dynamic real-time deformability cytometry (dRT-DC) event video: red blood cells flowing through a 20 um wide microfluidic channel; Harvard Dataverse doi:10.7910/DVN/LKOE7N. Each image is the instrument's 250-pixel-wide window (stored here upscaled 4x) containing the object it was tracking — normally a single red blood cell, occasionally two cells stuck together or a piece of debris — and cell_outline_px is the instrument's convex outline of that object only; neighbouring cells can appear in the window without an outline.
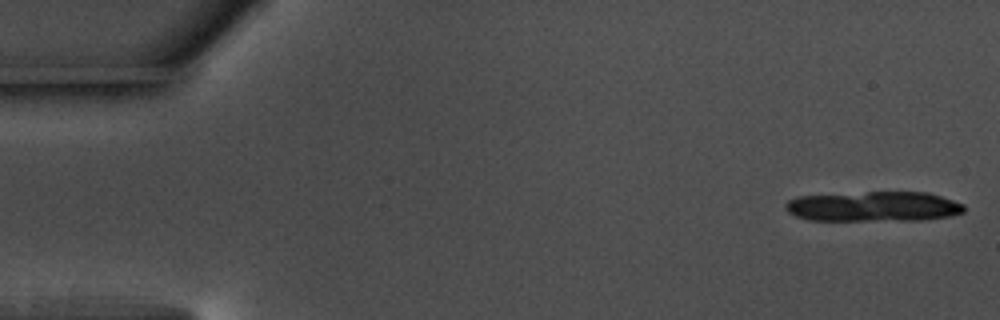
{"species": "common noctule bat (a hibernating species)", "species_latin": "Nyctalus noctula", "temperature_condition": "warm", "stored_images_in_passage": 12, "camera_frame_rate_fps": 3000, "um_per_image_px": 0.085, "animal": {"sex": "male", "body_mass_g": 17.5, "forearm_length_mm": 52.3}, "frame": {"image": 1, "passage_image": 1, "time_ms": 0.0, "image_size_px": [1000, 320], "cell_outline_px": [[964, 212], [948, 216], [924, 220], [808, 220], [796, 216], [788, 212], [784, 208], [784, 204], [788, 200], [800, 196], [868, 192], [928, 192], [964, 204]], "centroid_in_image_um": [74.24, 17.55], "position_along_channel_um": 10.8, "area_um2": 31.21}}